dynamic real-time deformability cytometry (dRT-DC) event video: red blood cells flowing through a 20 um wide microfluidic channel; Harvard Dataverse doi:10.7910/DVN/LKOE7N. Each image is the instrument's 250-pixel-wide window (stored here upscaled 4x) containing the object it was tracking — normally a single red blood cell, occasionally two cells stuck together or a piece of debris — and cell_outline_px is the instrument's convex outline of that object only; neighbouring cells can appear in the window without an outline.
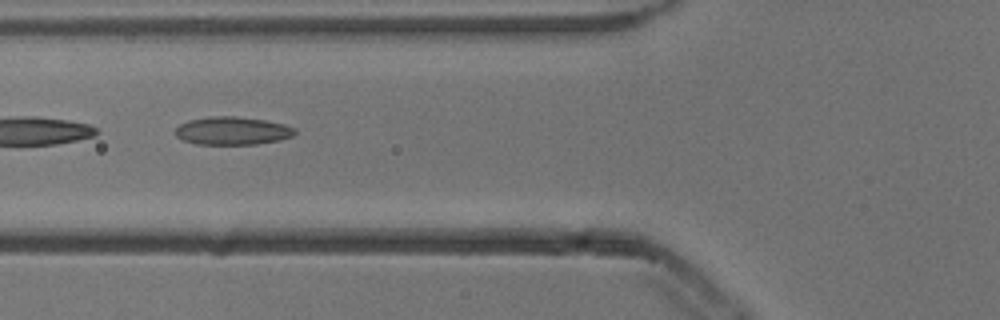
{"species": "common noctule bat (a hibernating species)", "species_latin": "Nyctalus noctula", "temperature_condition": "cold", "stored_images_in_passage": 6, "camera_frame_rate_fps": 3000, "um_per_image_px": 0.085, "animal": {"sex": "male", "body_mass_g": 13.3}, "frame": {"image": 1, "passage_image": 4, "time_ms": 1.0, "image_size_px": [1000, 320], "cell_outline_px": [[296, 132], [292, 136], [280, 140], [256, 144], [196, 144], [184, 140], [176, 136], [176, 128], [180, 124], [188, 120], [208, 116], [236, 116], [264, 120], [284, 124], [296, 128]], "centroid_in_image_um": [19.76, 11.11], "position_along_channel_um": 106.0, "area_um2": 19.54}}